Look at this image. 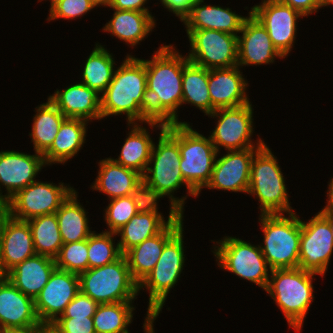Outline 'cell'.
Listing matches in <instances>:
<instances>
[{
  "mask_svg": "<svg viewBox=\"0 0 333 333\" xmlns=\"http://www.w3.org/2000/svg\"><path fill=\"white\" fill-rule=\"evenodd\" d=\"M175 51V52H174ZM147 72L148 117L152 121H178L177 110L182 105L183 67L189 62L173 45H161L151 60L141 59Z\"/></svg>",
  "mask_w": 333,
  "mask_h": 333,
  "instance_id": "cell-1",
  "label": "cell"
},
{
  "mask_svg": "<svg viewBox=\"0 0 333 333\" xmlns=\"http://www.w3.org/2000/svg\"><path fill=\"white\" fill-rule=\"evenodd\" d=\"M100 96L102 119L126 114L129 126L140 121L163 131L167 125L148 117L147 72L141 59L128 54L115 69L112 81Z\"/></svg>",
  "mask_w": 333,
  "mask_h": 333,
  "instance_id": "cell-2",
  "label": "cell"
},
{
  "mask_svg": "<svg viewBox=\"0 0 333 333\" xmlns=\"http://www.w3.org/2000/svg\"><path fill=\"white\" fill-rule=\"evenodd\" d=\"M317 273L297 268L270 270L265 291L283 312L289 326L301 331L313 295V277Z\"/></svg>",
  "mask_w": 333,
  "mask_h": 333,
  "instance_id": "cell-3",
  "label": "cell"
},
{
  "mask_svg": "<svg viewBox=\"0 0 333 333\" xmlns=\"http://www.w3.org/2000/svg\"><path fill=\"white\" fill-rule=\"evenodd\" d=\"M183 227L165 244L152 271L138 285V291L149 290V305L143 327L145 333H155L153 323L165 305L171 288L178 282L185 263Z\"/></svg>",
  "mask_w": 333,
  "mask_h": 333,
  "instance_id": "cell-4",
  "label": "cell"
},
{
  "mask_svg": "<svg viewBox=\"0 0 333 333\" xmlns=\"http://www.w3.org/2000/svg\"><path fill=\"white\" fill-rule=\"evenodd\" d=\"M165 130L178 142L180 169L185 182L197 193L209 183L218 152L210 136L193 130L189 123H169Z\"/></svg>",
  "mask_w": 333,
  "mask_h": 333,
  "instance_id": "cell-5",
  "label": "cell"
},
{
  "mask_svg": "<svg viewBox=\"0 0 333 333\" xmlns=\"http://www.w3.org/2000/svg\"><path fill=\"white\" fill-rule=\"evenodd\" d=\"M180 160L178 142L164 129L159 134L157 146L153 144L150 160L142 179L163 196H169L170 207L174 206L183 215L184 202L187 198L186 196L176 198L172 195L173 192L185 184L190 196L199 195L185 182L180 169Z\"/></svg>",
  "mask_w": 333,
  "mask_h": 333,
  "instance_id": "cell-6",
  "label": "cell"
},
{
  "mask_svg": "<svg viewBox=\"0 0 333 333\" xmlns=\"http://www.w3.org/2000/svg\"><path fill=\"white\" fill-rule=\"evenodd\" d=\"M261 214L259 220L264 233L261 252L269 270L299 267L301 220L296 213Z\"/></svg>",
  "mask_w": 333,
  "mask_h": 333,
  "instance_id": "cell-7",
  "label": "cell"
},
{
  "mask_svg": "<svg viewBox=\"0 0 333 333\" xmlns=\"http://www.w3.org/2000/svg\"><path fill=\"white\" fill-rule=\"evenodd\" d=\"M277 162V157L265 143L252 159L247 193L258 198L261 214L293 213L285 178Z\"/></svg>",
  "mask_w": 333,
  "mask_h": 333,
  "instance_id": "cell-8",
  "label": "cell"
},
{
  "mask_svg": "<svg viewBox=\"0 0 333 333\" xmlns=\"http://www.w3.org/2000/svg\"><path fill=\"white\" fill-rule=\"evenodd\" d=\"M79 279L80 291L98 304L132 302L139 293L125 255L110 264L80 273Z\"/></svg>",
  "mask_w": 333,
  "mask_h": 333,
  "instance_id": "cell-9",
  "label": "cell"
},
{
  "mask_svg": "<svg viewBox=\"0 0 333 333\" xmlns=\"http://www.w3.org/2000/svg\"><path fill=\"white\" fill-rule=\"evenodd\" d=\"M216 243L218 246L214 247L213 253L221 269L266 289L270 272L260 245L254 246L242 239L229 236Z\"/></svg>",
  "mask_w": 333,
  "mask_h": 333,
  "instance_id": "cell-10",
  "label": "cell"
},
{
  "mask_svg": "<svg viewBox=\"0 0 333 333\" xmlns=\"http://www.w3.org/2000/svg\"><path fill=\"white\" fill-rule=\"evenodd\" d=\"M64 183L35 181L17 192L6 203L8 215L14 219L27 221L31 218L53 214L74 191Z\"/></svg>",
  "mask_w": 333,
  "mask_h": 333,
  "instance_id": "cell-11",
  "label": "cell"
},
{
  "mask_svg": "<svg viewBox=\"0 0 333 333\" xmlns=\"http://www.w3.org/2000/svg\"><path fill=\"white\" fill-rule=\"evenodd\" d=\"M191 50L188 60L208 70L237 66V36L223 31L186 30Z\"/></svg>",
  "mask_w": 333,
  "mask_h": 333,
  "instance_id": "cell-12",
  "label": "cell"
},
{
  "mask_svg": "<svg viewBox=\"0 0 333 333\" xmlns=\"http://www.w3.org/2000/svg\"><path fill=\"white\" fill-rule=\"evenodd\" d=\"M218 117L217 126L210 135L211 141L219 153L220 146L227 151L242 150L246 148H260L264 142L259 139L257 143L251 140L253 133L252 104L233 108L216 109L209 114Z\"/></svg>",
  "mask_w": 333,
  "mask_h": 333,
  "instance_id": "cell-13",
  "label": "cell"
},
{
  "mask_svg": "<svg viewBox=\"0 0 333 333\" xmlns=\"http://www.w3.org/2000/svg\"><path fill=\"white\" fill-rule=\"evenodd\" d=\"M333 253L329 222L318 212L308 222L301 220L299 268L323 277Z\"/></svg>",
  "mask_w": 333,
  "mask_h": 333,
  "instance_id": "cell-14",
  "label": "cell"
},
{
  "mask_svg": "<svg viewBox=\"0 0 333 333\" xmlns=\"http://www.w3.org/2000/svg\"><path fill=\"white\" fill-rule=\"evenodd\" d=\"M79 292V274L56 268L34 300L35 311L41 324L51 325L55 322Z\"/></svg>",
  "mask_w": 333,
  "mask_h": 333,
  "instance_id": "cell-15",
  "label": "cell"
},
{
  "mask_svg": "<svg viewBox=\"0 0 333 333\" xmlns=\"http://www.w3.org/2000/svg\"><path fill=\"white\" fill-rule=\"evenodd\" d=\"M262 2L251 7L250 13L267 29L273 45L286 57L296 38L297 20L303 15L294 8L274 0Z\"/></svg>",
  "mask_w": 333,
  "mask_h": 333,
  "instance_id": "cell-16",
  "label": "cell"
},
{
  "mask_svg": "<svg viewBox=\"0 0 333 333\" xmlns=\"http://www.w3.org/2000/svg\"><path fill=\"white\" fill-rule=\"evenodd\" d=\"M47 165L43 154L35 152L34 155L16 152H0V188L7 190L3 195L0 189V200L6 203L17 192L35 182V177L42 167Z\"/></svg>",
  "mask_w": 333,
  "mask_h": 333,
  "instance_id": "cell-17",
  "label": "cell"
},
{
  "mask_svg": "<svg viewBox=\"0 0 333 333\" xmlns=\"http://www.w3.org/2000/svg\"><path fill=\"white\" fill-rule=\"evenodd\" d=\"M258 149L227 151L224 156L216 158L211 179L205 188L247 193L251 163Z\"/></svg>",
  "mask_w": 333,
  "mask_h": 333,
  "instance_id": "cell-18",
  "label": "cell"
},
{
  "mask_svg": "<svg viewBox=\"0 0 333 333\" xmlns=\"http://www.w3.org/2000/svg\"><path fill=\"white\" fill-rule=\"evenodd\" d=\"M244 20L238 41L237 66L262 65L274 62V58H285L273 45L267 29L249 12Z\"/></svg>",
  "mask_w": 333,
  "mask_h": 333,
  "instance_id": "cell-19",
  "label": "cell"
},
{
  "mask_svg": "<svg viewBox=\"0 0 333 333\" xmlns=\"http://www.w3.org/2000/svg\"><path fill=\"white\" fill-rule=\"evenodd\" d=\"M39 325L34 299L0 276V331Z\"/></svg>",
  "mask_w": 333,
  "mask_h": 333,
  "instance_id": "cell-20",
  "label": "cell"
},
{
  "mask_svg": "<svg viewBox=\"0 0 333 333\" xmlns=\"http://www.w3.org/2000/svg\"><path fill=\"white\" fill-rule=\"evenodd\" d=\"M239 66L208 70L211 113L220 108H233L251 103L246 94L248 83Z\"/></svg>",
  "mask_w": 333,
  "mask_h": 333,
  "instance_id": "cell-21",
  "label": "cell"
},
{
  "mask_svg": "<svg viewBox=\"0 0 333 333\" xmlns=\"http://www.w3.org/2000/svg\"><path fill=\"white\" fill-rule=\"evenodd\" d=\"M36 255L32 232L27 221L8 216L4 221L0 250V276Z\"/></svg>",
  "mask_w": 333,
  "mask_h": 333,
  "instance_id": "cell-22",
  "label": "cell"
},
{
  "mask_svg": "<svg viewBox=\"0 0 333 333\" xmlns=\"http://www.w3.org/2000/svg\"><path fill=\"white\" fill-rule=\"evenodd\" d=\"M183 217L169 223L160 233L132 247L124 254L130 274L138 285L155 267L165 244L183 227Z\"/></svg>",
  "mask_w": 333,
  "mask_h": 333,
  "instance_id": "cell-23",
  "label": "cell"
},
{
  "mask_svg": "<svg viewBox=\"0 0 333 333\" xmlns=\"http://www.w3.org/2000/svg\"><path fill=\"white\" fill-rule=\"evenodd\" d=\"M95 89L83 83H76L64 90H56L48 99L66 118H80L87 121L102 119L101 96Z\"/></svg>",
  "mask_w": 333,
  "mask_h": 333,
  "instance_id": "cell-24",
  "label": "cell"
},
{
  "mask_svg": "<svg viewBox=\"0 0 333 333\" xmlns=\"http://www.w3.org/2000/svg\"><path fill=\"white\" fill-rule=\"evenodd\" d=\"M204 0L194 2L189 14L183 19L186 30L211 29L236 35L247 17L232 12L230 8L204 5Z\"/></svg>",
  "mask_w": 333,
  "mask_h": 333,
  "instance_id": "cell-25",
  "label": "cell"
},
{
  "mask_svg": "<svg viewBox=\"0 0 333 333\" xmlns=\"http://www.w3.org/2000/svg\"><path fill=\"white\" fill-rule=\"evenodd\" d=\"M183 215L171 206L167 221L161 213H136L128 223L115 232L121 238L118 241L124 255L132 247L141 244L160 233L169 223L179 220Z\"/></svg>",
  "mask_w": 333,
  "mask_h": 333,
  "instance_id": "cell-26",
  "label": "cell"
},
{
  "mask_svg": "<svg viewBox=\"0 0 333 333\" xmlns=\"http://www.w3.org/2000/svg\"><path fill=\"white\" fill-rule=\"evenodd\" d=\"M56 268L55 259L36 254L12 268L5 277L35 300Z\"/></svg>",
  "mask_w": 333,
  "mask_h": 333,
  "instance_id": "cell-27",
  "label": "cell"
},
{
  "mask_svg": "<svg viewBox=\"0 0 333 333\" xmlns=\"http://www.w3.org/2000/svg\"><path fill=\"white\" fill-rule=\"evenodd\" d=\"M98 164V177L91 188L105 193L110 200L130 196L143 181L142 174L114 162L111 158L103 159Z\"/></svg>",
  "mask_w": 333,
  "mask_h": 333,
  "instance_id": "cell-28",
  "label": "cell"
},
{
  "mask_svg": "<svg viewBox=\"0 0 333 333\" xmlns=\"http://www.w3.org/2000/svg\"><path fill=\"white\" fill-rule=\"evenodd\" d=\"M88 122L80 118H66L63 121L53 144L43 154L47 165L67 162L79 152L86 140Z\"/></svg>",
  "mask_w": 333,
  "mask_h": 333,
  "instance_id": "cell-29",
  "label": "cell"
},
{
  "mask_svg": "<svg viewBox=\"0 0 333 333\" xmlns=\"http://www.w3.org/2000/svg\"><path fill=\"white\" fill-rule=\"evenodd\" d=\"M112 19L105 24L103 31L111 33L120 40L136 46L155 27V19L150 13L113 9Z\"/></svg>",
  "mask_w": 333,
  "mask_h": 333,
  "instance_id": "cell-30",
  "label": "cell"
},
{
  "mask_svg": "<svg viewBox=\"0 0 333 333\" xmlns=\"http://www.w3.org/2000/svg\"><path fill=\"white\" fill-rule=\"evenodd\" d=\"M86 214L87 212L78 202L77 192L74 190L56 211L63 244L88 239L94 232L89 228Z\"/></svg>",
  "mask_w": 333,
  "mask_h": 333,
  "instance_id": "cell-31",
  "label": "cell"
},
{
  "mask_svg": "<svg viewBox=\"0 0 333 333\" xmlns=\"http://www.w3.org/2000/svg\"><path fill=\"white\" fill-rule=\"evenodd\" d=\"M131 127L118 159H111L143 175L148 166L154 142L145 127L137 123H132Z\"/></svg>",
  "mask_w": 333,
  "mask_h": 333,
  "instance_id": "cell-32",
  "label": "cell"
},
{
  "mask_svg": "<svg viewBox=\"0 0 333 333\" xmlns=\"http://www.w3.org/2000/svg\"><path fill=\"white\" fill-rule=\"evenodd\" d=\"M35 110L37 113L33 117L32 132L29 135L35 152L44 154L53 144L66 117L49 99Z\"/></svg>",
  "mask_w": 333,
  "mask_h": 333,
  "instance_id": "cell-33",
  "label": "cell"
},
{
  "mask_svg": "<svg viewBox=\"0 0 333 333\" xmlns=\"http://www.w3.org/2000/svg\"><path fill=\"white\" fill-rule=\"evenodd\" d=\"M191 103L202 110L205 115L211 114V99L208 91V69L191 63L183 67L182 105Z\"/></svg>",
  "mask_w": 333,
  "mask_h": 333,
  "instance_id": "cell-34",
  "label": "cell"
},
{
  "mask_svg": "<svg viewBox=\"0 0 333 333\" xmlns=\"http://www.w3.org/2000/svg\"><path fill=\"white\" fill-rule=\"evenodd\" d=\"M27 222L36 254L55 259L63 245L56 213L37 216Z\"/></svg>",
  "mask_w": 333,
  "mask_h": 333,
  "instance_id": "cell-35",
  "label": "cell"
},
{
  "mask_svg": "<svg viewBox=\"0 0 333 333\" xmlns=\"http://www.w3.org/2000/svg\"><path fill=\"white\" fill-rule=\"evenodd\" d=\"M114 64L116 63L112 54L104 46L96 43L86 60L81 83L102 94L112 81Z\"/></svg>",
  "mask_w": 333,
  "mask_h": 333,
  "instance_id": "cell-36",
  "label": "cell"
},
{
  "mask_svg": "<svg viewBox=\"0 0 333 333\" xmlns=\"http://www.w3.org/2000/svg\"><path fill=\"white\" fill-rule=\"evenodd\" d=\"M133 302L99 304L93 315L95 333H129L132 322Z\"/></svg>",
  "mask_w": 333,
  "mask_h": 333,
  "instance_id": "cell-37",
  "label": "cell"
},
{
  "mask_svg": "<svg viewBox=\"0 0 333 333\" xmlns=\"http://www.w3.org/2000/svg\"><path fill=\"white\" fill-rule=\"evenodd\" d=\"M115 235V233L106 230L99 234L94 231L88 237L89 269L110 264L123 255L119 244L113 242V236Z\"/></svg>",
  "mask_w": 333,
  "mask_h": 333,
  "instance_id": "cell-38",
  "label": "cell"
},
{
  "mask_svg": "<svg viewBox=\"0 0 333 333\" xmlns=\"http://www.w3.org/2000/svg\"><path fill=\"white\" fill-rule=\"evenodd\" d=\"M57 269L80 274L89 269L88 239L63 244L55 258Z\"/></svg>",
  "mask_w": 333,
  "mask_h": 333,
  "instance_id": "cell-39",
  "label": "cell"
},
{
  "mask_svg": "<svg viewBox=\"0 0 333 333\" xmlns=\"http://www.w3.org/2000/svg\"><path fill=\"white\" fill-rule=\"evenodd\" d=\"M105 209V221L108 225L109 232L113 233L128 223L130 219L138 213L131 196L111 199Z\"/></svg>",
  "mask_w": 333,
  "mask_h": 333,
  "instance_id": "cell-40",
  "label": "cell"
},
{
  "mask_svg": "<svg viewBox=\"0 0 333 333\" xmlns=\"http://www.w3.org/2000/svg\"><path fill=\"white\" fill-rule=\"evenodd\" d=\"M93 8L95 6L90 0H59L50 8L47 20L78 18Z\"/></svg>",
  "mask_w": 333,
  "mask_h": 333,
  "instance_id": "cell-41",
  "label": "cell"
},
{
  "mask_svg": "<svg viewBox=\"0 0 333 333\" xmlns=\"http://www.w3.org/2000/svg\"><path fill=\"white\" fill-rule=\"evenodd\" d=\"M138 213H158L157 200L164 197L159 191L147 185L144 181L131 192Z\"/></svg>",
  "mask_w": 333,
  "mask_h": 333,
  "instance_id": "cell-42",
  "label": "cell"
},
{
  "mask_svg": "<svg viewBox=\"0 0 333 333\" xmlns=\"http://www.w3.org/2000/svg\"><path fill=\"white\" fill-rule=\"evenodd\" d=\"M98 305L99 304L96 303L92 298L80 291L66 306L65 311L58 318L93 317Z\"/></svg>",
  "mask_w": 333,
  "mask_h": 333,
  "instance_id": "cell-43",
  "label": "cell"
},
{
  "mask_svg": "<svg viewBox=\"0 0 333 333\" xmlns=\"http://www.w3.org/2000/svg\"><path fill=\"white\" fill-rule=\"evenodd\" d=\"M51 326L58 333H95L93 317L58 318Z\"/></svg>",
  "mask_w": 333,
  "mask_h": 333,
  "instance_id": "cell-44",
  "label": "cell"
},
{
  "mask_svg": "<svg viewBox=\"0 0 333 333\" xmlns=\"http://www.w3.org/2000/svg\"><path fill=\"white\" fill-rule=\"evenodd\" d=\"M284 5H288L299 13H301L304 17L309 14L317 12L320 9L319 0H274Z\"/></svg>",
  "mask_w": 333,
  "mask_h": 333,
  "instance_id": "cell-45",
  "label": "cell"
},
{
  "mask_svg": "<svg viewBox=\"0 0 333 333\" xmlns=\"http://www.w3.org/2000/svg\"><path fill=\"white\" fill-rule=\"evenodd\" d=\"M164 8L169 12H173L181 21L189 14L192 7L190 0H160Z\"/></svg>",
  "mask_w": 333,
  "mask_h": 333,
  "instance_id": "cell-46",
  "label": "cell"
},
{
  "mask_svg": "<svg viewBox=\"0 0 333 333\" xmlns=\"http://www.w3.org/2000/svg\"><path fill=\"white\" fill-rule=\"evenodd\" d=\"M147 0H111L110 8L124 11H139L150 13L148 8L143 7Z\"/></svg>",
  "mask_w": 333,
  "mask_h": 333,
  "instance_id": "cell-47",
  "label": "cell"
},
{
  "mask_svg": "<svg viewBox=\"0 0 333 333\" xmlns=\"http://www.w3.org/2000/svg\"><path fill=\"white\" fill-rule=\"evenodd\" d=\"M0 333H45V325L1 330Z\"/></svg>",
  "mask_w": 333,
  "mask_h": 333,
  "instance_id": "cell-48",
  "label": "cell"
},
{
  "mask_svg": "<svg viewBox=\"0 0 333 333\" xmlns=\"http://www.w3.org/2000/svg\"><path fill=\"white\" fill-rule=\"evenodd\" d=\"M327 191V204L326 206L319 212L320 214H333V178L330 180Z\"/></svg>",
  "mask_w": 333,
  "mask_h": 333,
  "instance_id": "cell-49",
  "label": "cell"
},
{
  "mask_svg": "<svg viewBox=\"0 0 333 333\" xmlns=\"http://www.w3.org/2000/svg\"><path fill=\"white\" fill-rule=\"evenodd\" d=\"M8 216H9L8 212H7L6 208H4L0 212V250H1V239H2V232H3V228H4V221Z\"/></svg>",
  "mask_w": 333,
  "mask_h": 333,
  "instance_id": "cell-50",
  "label": "cell"
},
{
  "mask_svg": "<svg viewBox=\"0 0 333 333\" xmlns=\"http://www.w3.org/2000/svg\"><path fill=\"white\" fill-rule=\"evenodd\" d=\"M90 1L94 4L95 7L100 5L109 7L111 3V0H90Z\"/></svg>",
  "mask_w": 333,
  "mask_h": 333,
  "instance_id": "cell-51",
  "label": "cell"
},
{
  "mask_svg": "<svg viewBox=\"0 0 333 333\" xmlns=\"http://www.w3.org/2000/svg\"><path fill=\"white\" fill-rule=\"evenodd\" d=\"M330 224V229L333 235V214H321Z\"/></svg>",
  "mask_w": 333,
  "mask_h": 333,
  "instance_id": "cell-52",
  "label": "cell"
},
{
  "mask_svg": "<svg viewBox=\"0 0 333 333\" xmlns=\"http://www.w3.org/2000/svg\"><path fill=\"white\" fill-rule=\"evenodd\" d=\"M320 2V7H325L327 5H332L333 4V0H319Z\"/></svg>",
  "mask_w": 333,
  "mask_h": 333,
  "instance_id": "cell-53",
  "label": "cell"
},
{
  "mask_svg": "<svg viewBox=\"0 0 333 333\" xmlns=\"http://www.w3.org/2000/svg\"><path fill=\"white\" fill-rule=\"evenodd\" d=\"M45 333H58L51 325H45Z\"/></svg>",
  "mask_w": 333,
  "mask_h": 333,
  "instance_id": "cell-54",
  "label": "cell"
},
{
  "mask_svg": "<svg viewBox=\"0 0 333 333\" xmlns=\"http://www.w3.org/2000/svg\"><path fill=\"white\" fill-rule=\"evenodd\" d=\"M5 208V203L0 200V212Z\"/></svg>",
  "mask_w": 333,
  "mask_h": 333,
  "instance_id": "cell-55",
  "label": "cell"
},
{
  "mask_svg": "<svg viewBox=\"0 0 333 333\" xmlns=\"http://www.w3.org/2000/svg\"><path fill=\"white\" fill-rule=\"evenodd\" d=\"M50 1H51V5H50L51 7L50 8H52L59 0H50Z\"/></svg>",
  "mask_w": 333,
  "mask_h": 333,
  "instance_id": "cell-56",
  "label": "cell"
},
{
  "mask_svg": "<svg viewBox=\"0 0 333 333\" xmlns=\"http://www.w3.org/2000/svg\"><path fill=\"white\" fill-rule=\"evenodd\" d=\"M192 3L202 1V0H190Z\"/></svg>",
  "mask_w": 333,
  "mask_h": 333,
  "instance_id": "cell-57",
  "label": "cell"
}]
</instances>
